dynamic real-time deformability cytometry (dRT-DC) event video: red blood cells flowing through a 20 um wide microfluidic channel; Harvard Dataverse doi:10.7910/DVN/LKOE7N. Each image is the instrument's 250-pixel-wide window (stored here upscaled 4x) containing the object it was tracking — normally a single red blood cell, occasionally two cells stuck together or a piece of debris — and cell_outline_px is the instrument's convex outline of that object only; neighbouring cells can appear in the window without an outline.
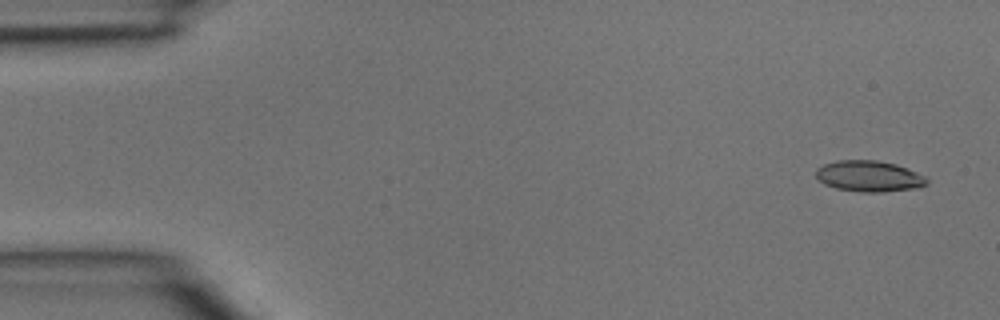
{"species": "common noctule bat (a hibernating species)", "species_latin": "Nyctalus noctula", "temperature_condition": "room temperature", "stored_images_in_passage": 4, "segment_of_instrument_passage": [2, 2], "camera_frame_rate_fps": 3000, "um_per_image_px": 0.085, "animal": {"sex": "male", "body_mass_g": 15.6}, "frame": {"image": 1, "passage_image": 4, "time_ms": 1.0, "image_size_px": [1000, 320], "cell_outline_px": [[928, 184], [920, 188], [884, 192], [860, 192], [836, 188], [824, 184], [816, 176], [816, 168], [824, 164], [836, 160], [876, 160], [896, 164], [916, 172], [924, 176], [928, 180]], "centroid_in_image_um": [73.88, 14.98], "position_along_channel_um": 11.1, "area_um2": 20.17}}